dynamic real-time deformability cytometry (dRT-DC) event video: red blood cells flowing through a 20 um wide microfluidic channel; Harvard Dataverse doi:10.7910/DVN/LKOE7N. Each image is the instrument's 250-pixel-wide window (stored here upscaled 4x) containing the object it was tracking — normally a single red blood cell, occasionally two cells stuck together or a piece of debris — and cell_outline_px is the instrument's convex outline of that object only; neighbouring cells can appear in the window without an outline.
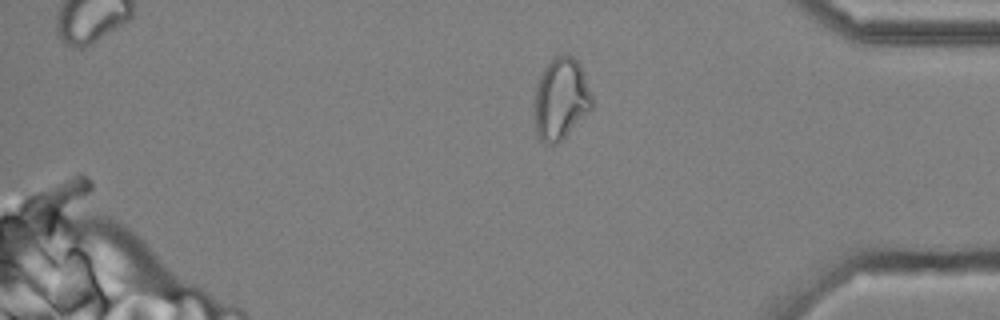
{"species": "common noctule bat (a hibernating species)", "species_latin": "Nyctalus noctula", "temperature_condition": "cold", "stored_images_in_passage": 52, "segment_of_instrument_passage": [3, 3], "camera_frame_rate_fps": 3000, "um_per_image_px": 0.085, "animal": {"sex": "male", "body_mass_g": 20.4}, "frame": {"image": 1, "passage_image": 52, "time_ms": 17.0, "image_size_px": [1000, 320], "cell_outline_px": [[592, 108], [556, 144], [544, 144], [536, 136], [536, 88], [540, 76], [544, 68], [556, 56], [572, 56], [580, 64], [592, 96]], "centroid_in_image_um": [47.68, 8.42], "position_along_channel_um": 387.5, "area_um2": 26.65}}